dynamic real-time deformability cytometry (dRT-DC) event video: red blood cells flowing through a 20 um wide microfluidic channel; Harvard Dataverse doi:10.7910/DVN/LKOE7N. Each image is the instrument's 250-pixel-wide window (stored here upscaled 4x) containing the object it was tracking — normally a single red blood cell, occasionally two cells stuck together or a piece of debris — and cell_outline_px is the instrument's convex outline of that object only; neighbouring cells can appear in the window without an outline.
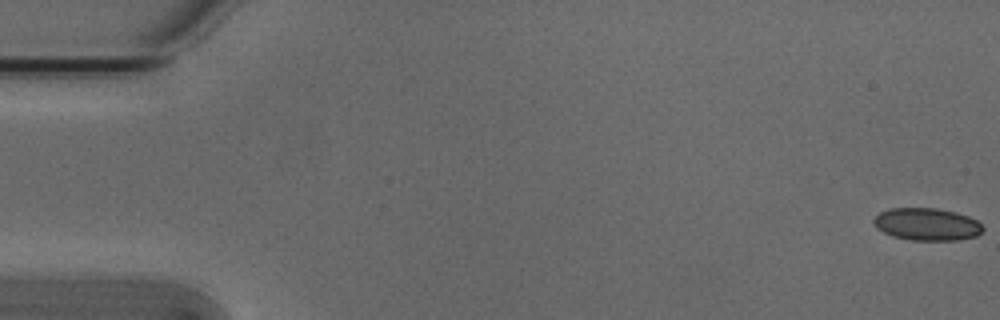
{"species": "Egyptian fruit bat (a non-hibernating species)", "species_latin": "Rousettus aegyptiacus", "temperature_condition": "cold", "stored_images_in_passage": 12, "camera_frame_rate_fps": 3000, "um_per_image_px": 0.085, "animal": {"sex": "male"}, "frame": {"image": 1, "passage_image": 1, "time_ms": 0.0, "image_size_px": [1000, 320], "cell_outline_px": [[984, 228], [976, 236], [956, 240], [912, 240], [892, 236], [876, 228], [872, 220], [880, 212], [892, 208], [936, 208], [956, 212], [968, 216], [976, 220]], "centroid_in_image_um": [78.77, 19.06], "position_along_channel_um": 6.2, "area_um2": 20.52}}